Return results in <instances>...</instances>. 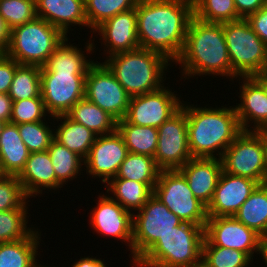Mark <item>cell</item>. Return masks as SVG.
Masks as SVG:
<instances>
[{
	"mask_svg": "<svg viewBox=\"0 0 267 267\" xmlns=\"http://www.w3.org/2000/svg\"><path fill=\"white\" fill-rule=\"evenodd\" d=\"M17 127L20 137L30 153L47 151L55 139L54 130L47 125V122L21 123Z\"/></svg>",
	"mask_w": 267,
	"mask_h": 267,
	"instance_id": "f35d334b",
	"label": "cell"
},
{
	"mask_svg": "<svg viewBox=\"0 0 267 267\" xmlns=\"http://www.w3.org/2000/svg\"><path fill=\"white\" fill-rule=\"evenodd\" d=\"M17 177L29 198L31 196L36 198V195L42 194V190L46 188L55 190L63 186L56 179L48 151L30 153L23 170Z\"/></svg>",
	"mask_w": 267,
	"mask_h": 267,
	"instance_id": "7402d4cb",
	"label": "cell"
},
{
	"mask_svg": "<svg viewBox=\"0 0 267 267\" xmlns=\"http://www.w3.org/2000/svg\"><path fill=\"white\" fill-rule=\"evenodd\" d=\"M46 114L48 113L42 97L13 101L10 122L18 125L21 123L45 121Z\"/></svg>",
	"mask_w": 267,
	"mask_h": 267,
	"instance_id": "b9f144b4",
	"label": "cell"
},
{
	"mask_svg": "<svg viewBox=\"0 0 267 267\" xmlns=\"http://www.w3.org/2000/svg\"><path fill=\"white\" fill-rule=\"evenodd\" d=\"M252 261L246 253L237 249L202 246L203 267H247Z\"/></svg>",
	"mask_w": 267,
	"mask_h": 267,
	"instance_id": "74e56055",
	"label": "cell"
},
{
	"mask_svg": "<svg viewBox=\"0 0 267 267\" xmlns=\"http://www.w3.org/2000/svg\"><path fill=\"white\" fill-rule=\"evenodd\" d=\"M116 130L122 136L129 153L154 157L158 143V130L128 123L124 118L117 121Z\"/></svg>",
	"mask_w": 267,
	"mask_h": 267,
	"instance_id": "4dcf8cb0",
	"label": "cell"
},
{
	"mask_svg": "<svg viewBox=\"0 0 267 267\" xmlns=\"http://www.w3.org/2000/svg\"><path fill=\"white\" fill-rule=\"evenodd\" d=\"M105 188L108 194L110 191L113 193L115 197L110 196L113 200L130 212L141 209L154 194V190L146 183L129 179H111Z\"/></svg>",
	"mask_w": 267,
	"mask_h": 267,
	"instance_id": "f546056e",
	"label": "cell"
},
{
	"mask_svg": "<svg viewBox=\"0 0 267 267\" xmlns=\"http://www.w3.org/2000/svg\"><path fill=\"white\" fill-rule=\"evenodd\" d=\"M176 96L164 86L153 92L133 96L124 119L134 125L159 128L181 108L184 101Z\"/></svg>",
	"mask_w": 267,
	"mask_h": 267,
	"instance_id": "5bb4252c",
	"label": "cell"
},
{
	"mask_svg": "<svg viewBox=\"0 0 267 267\" xmlns=\"http://www.w3.org/2000/svg\"><path fill=\"white\" fill-rule=\"evenodd\" d=\"M139 0H84L87 26L95 29L113 16L135 8Z\"/></svg>",
	"mask_w": 267,
	"mask_h": 267,
	"instance_id": "d590c367",
	"label": "cell"
},
{
	"mask_svg": "<svg viewBox=\"0 0 267 267\" xmlns=\"http://www.w3.org/2000/svg\"><path fill=\"white\" fill-rule=\"evenodd\" d=\"M135 8L140 48L156 51L175 62L194 17L193 0H139Z\"/></svg>",
	"mask_w": 267,
	"mask_h": 267,
	"instance_id": "6da1fadb",
	"label": "cell"
},
{
	"mask_svg": "<svg viewBox=\"0 0 267 267\" xmlns=\"http://www.w3.org/2000/svg\"><path fill=\"white\" fill-rule=\"evenodd\" d=\"M0 15L13 29L37 17L36 0H0Z\"/></svg>",
	"mask_w": 267,
	"mask_h": 267,
	"instance_id": "ab89813d",
	"label": "cell"
},
{
	"mask_svg": "<svg viewBox=\"0 0 267 267\" xmlns=\"http://www.w3.org/2000/svg\"><path fill=\"white\" fill-rule=\"evenodd\" d=\"M223 32L234 78L252 77L267 70V45L245 18L223 23Z\"/></svg>",
	"mask_w": 267,
	"mask_h": 267,
	"instance_id": "52a82bcc",
	"label": "cell"
},
{
	"mask_svg": "<svg viewBox=\"0 0 267 267\" xmlns=\"http://www.w3.org/2000/svg\"><path fill=\"white\" fill-rule=\"evenodd\" d=\"M160 169L157 167L154 157L128 153L115 178L129 179L146 183L153 190L157 183Z\"/></svg>",
	"mask_w": 267,
	"mask_h": 267,
	"instance_id": "1f68e13d",
	"label": "cell"
},
{
	"mask_svg": "<svg viewBox=\"0 0 267 267\" xmlns=\"http://www.w3.org/2000/svg\"><path fill=\"white\" fill-rule=\"evenodd\" d=\"M258 185L253 179L222 170L212 200L206 207L207 217L234 216Z\"/></svg>",
	"mask_w": 267,
	"mask_h": 267,
	"instance_id": "e0dca14e",
	"label": "cell"
},
{
	"mask_svg": "<svg viewBox=\"0 0 267 267\" xmlns=\"http://www.w3.org/2000/svg\"><path fill=\"white\" fill-rule=\"evenodd\" d=\"M98 30V31H97ZM105 45L108 57L140 48L137 35L136 8L121 12L107 19L96 29ZM108 48V50H107Z\"/></svg>",
	"mask_w": 267,
	"mask_h": 267,
	"instance_id": "d6986e66",
	"label": "cell"
},
{
	"mask_svg": "<svg viewBox=\"0 0 267 267\" xmlns=\"http://www.w3.org/2000/svg\"><path fill=\"white\" fill-rule=\"evenodd\" d=\"M47 151L51 158L56 179L62 185H65L69 179L77 178L75 176L78 174L81 175L79 172L83 171L80 168L82 164L84 165V159L78 154L68 150L55 139L51 142Z\"/></svg>",
	"mask_w": 267,
	"mask_h": 267,
	"instance_id": "836d02e7",
	"label": "cell"
},
{
	"mask_svg": "<svg viewBox=\"0 0 267 267\" xmlns=\"http://www.w3.org/2000/svg\"><path fill=\"white\" fill-rule=\"evenodd\" d=\"M222 170L231 175L265 183L264 130L242 131L224 151Z\"/></svg>",
	"mask_w": 267,
	"mask_h": 267,
	"instance_id": "9c48e42d",
	"label": "cell"
},
{
	"mask_svg": "<svg viewBox=\"0 0 267 267\" xmlns=\"http://www.w3.org/2000/svg\"><path fill=\"white\" fill-rule=\"evenodd\" d=\"M19 63L5 53L0 57V94L8 93Z\"/></svg>",
	"mask_w": 267,
	"mask_h": 267,
	"instance_id": "7bdbcfd3",
	"label": "cell"
},
{
	"mask_svg": "<svg viewBox=\"0 0 267 267\" xmlns=\"http://www.w3.org/2000/svg\"><path fill=\"white\" fill-rule=\"evenodd\" d=\"M196 106L181 105L187 115L188 145L192 158L218 156L221 159L224 151L242 132L235 107L214 109Z\"/></svg>",
	"mask_w": 267,
	"mask_h": 267,
	"instance_id": "3957f363",
	"label": "cell"
},
{
	"mask_svg": "<svg viewBox=\"0 0 267 267\" xmlns=\"http://www.w3.org/2000/svg\"><path fill=\"white\" fill-rule=\"evenodd\" d=\"M154 195L183 222L206 224V206L194 197L186 178L178 170H160Z\"/></svg>",
	"mask_w": 267,
	"mask_h": 267,
	"instance_id": "30bf717a",
	"label": "cell"
},
{
	"mask_svg": "<svg viewBox=\"0 0 267 267\" xmlns=\"http://www.w3.org/2000/svg\"><path fill=\"white\" fill-rule=\"evenodd\" d=\"M158 130L154 161L160 170H179L192 158L188 145L187 115L181 107Z\"/></svg>",
	"mask_w": 267,
	"mask_h": 267,
	"instance_id": "8fae6325",
	"label": "cell"
},
{
	"mask_svg": "<svg viewBox=\"0 0 267 267\" xmlns=\"http://www.w3.org/2000/svg\"><path fill=\"white\" fill-rule=\"evenodd\" d=\"M245 19L253 31L267 45V3L257 12L248 15Z\"/></svg>",
	"mask_w": 267,
	"mask_h": 267,
	"instance_id": "ee69618b",
	"label": "cell"
},
{
	"mask_svg": "<svg viewBox=\"0 0 267 267\" xmlns=\"http://www.w3.org/2000/svg\"><path fill=\"white\" fill-rule=\"evenodd\" d=\"M194 17L202 22L222 24L241 17L234 0H193Z\"/></svg>",
	"mask_w": 267,
	"mask_h": 267,
	"instance_id": "e575fe53",
	"label": "cell"
},
{
	"mask_svg": "<svg viewBox=\"0 0 267 267\" xmlns=\"http://www.w3.org/2000/svg\"><path fill=\"white\" fill-rule=\"evenodd\" d=\"M12 98L8 93L0 94V120L10 122L12 115Z\"/></svg>",
	"mask_w": 267,
	"mask_h": 267,
	"instance_id": "bcb514c9",
	"label": "cell"
},
{
	"mask_svg": "<svg viewBox=\"0 0 267 267\" xmlns=\"http://www.w3.org/2000/svg\"><path fill=\"white\" fill-rule=\"evenodd\" d=\"M264 144H265V183L267 184V129H264Z\"/></svg>",
	"mask_w": 267,
	"mask_h": 267,
	"instance_id": "816d5d0a",
	"label": "cell"
},
{
	"mask_svg": "<svg viewBox=\"0 0 267 267\" xmlns=\"http://www.w3.org/2000/svg\"><path fill=\"white\" fill-rule=\"evenodd\" d=\"M85 98L118 121L126 116L131 97L110 70L96 61L86 74Z\"/></svg>",
	"mask_w": 267,
	"mask_h": 267,
	"instance_id": "7c38bea8",
	"label": "cell"
},
{
	"mask_svg": "<svg viewBox=\"0 0 267 267\" xmlns=\"http://www.w3.org/2000/svg\"><path fill=\"white\" fill-rule=\"evenodd\" d=\"M98 199L97 206L91 211V227L103 236H112L127 242L132 252L133 213L124 209L108 195H99Z\"/></svg>",
	"mask_w": 267,
	"mask_h": 267,
	"instance_id": "ac0fdd59",
	"label": "cell"
},
{
	"mask_svg": "<svg viewBox=\"0 0 267 267\" xmlns=\"http://www.w3.org/2000/svg\"><path fill=\"white\" fill-rule=\"evenodd\" d=\"M28 198L17 176L0 177V212L21 208Z\"/></svg>",
	"mask_w": 267,
	"mask_h": 267,
	"instance_id": "60d3db41",
	"label": "cell"
},
{
	"mask_svg": "<svg viewBox=\"0 0 267 267\" xmlns=\"http://www.w3.org/2000/svg\"><path fill=\"white\" fill-rule=\"evenodd\" d=\"M234 3L237 14L241 18H246L261 9L267 3V0H234Z\"/></svg>",
	"mask_w": 267,
	"mask_h": 267,
	"instance_id": "f6af8a7d",
	"label": "cell"
},
{
	"mask_svg": "<svg viewBox=\"0 0 267 267\" xmlns=\"http://www.w3.org/2000/svg\"><path fill=\"white\" fill-rule=\"evenodd\" d=\"M240 102L235 106L242 131L267 129V96L262 86L253 77H241ZM254 123V127H249ZM250 129H249V128Z\"/></svg>",
	"mask_w": 267,
	"mask_h": 267,
	"instance_id": "ffe728a7",
	"label": "cell"
},
{
	"mask_svg": "<svg viewBox=\"0 0 267 267\" xmlns=\"http://www.w3.org/2000/svg\"><path fill=\"white\" fill-rule=\"evenodd\" d=\"M128 153L126 144L117 130L111 134L97 136L84 159L86 173L94 178H102V182L107 184L115 178Z\"/></svg>",
	"mask_w": 267,
	"mask_h": 267,
	"instance_id": "2e32d148",
	"label": "cell"
},
{
	"mask_svg": "<svg viewBox=\"0 0 267 267\" xmlns=\"http://www.w3.org/2000/svg\"><path fill=\"white\" fill-rule=\"evenodd\" d=\"M205 225L183 222L159 239L133 264L138 267H199Z\"/></svg>",
	"mask_w": 267,
	"mask_h": 267,
	"instance_id": "5b68a950",
	"label": "cell"
},
{
	"mask_svg": "<svg viewBox=\"0 0 267 267\" xmlns=\"http://www.w3.org/2000/svg\"><path fill=\"white\" fill-rule=\"evenodd\" d=\"M71 267H106V264L99 258L87 256L79 259Z\"/></svg>",
	"mask_w": 267,
	"mask_h": 267,
	"instance_id": "c3c4849f",
	"label": "cell"
},
{
	"mask_svg": "<svg viewBox=\"0 0 267 267\" xmlns=\"http://www.w3.org/2000/svg\"><path fill=\"white\" fill-rule=\"evenodd\" d=\"M263 88L267 96V70L252 76Z\"/></svg>",
	"mask_w": 267,
	"mask_h": 267,
	"instance_id": "681fc988",
	"label": "cell"
},
{
	"mask_svg": "<svg viewBox=\"0 0 267 267\" xmlns=\"http://www.w3.org/2000/svg\"><path fill=\"white\" fill-rule=\"evenodd\" d=\"M36 14L57 27L65 36L68 35L70 25L87 27L84 0H36Z\"/></svg>",
	"mask_w": 267,
	"mask_h": 267,
	"instance_id": "603a6c76",
	"label": "cell"
},
{
	"mask_svg": "<svg viewBox=\"0 0 267 267\" xmlns=\"http://www.w3.org/2000/svg\"><path fill=\"white\" fill-rule=\"evenodd\" d=\"M261 258H263L262 261L265 263L267 267V236L262 238V253H261Z\"/></svg>",
	"mask_w": 267,
	"mask_h": 267,
	"instance_id": "f907efd6",
	"label": "cell"
},
{
	"mask_svg": "<svg viewBox=\"0 0 267 267\" xmlns=\"http://www.w3.org/2000/svg\"><path fill=\"white\" fill-rule=\"evenodd\" d=\"M134 214L132 222L133 264L159 239L183 221L154 194Z\"/></svg>",
	"mask_w": 267,
	"mask_h": 267,
	"instance_id": "ba28073f",
	"label": "cell"
},
{
	"mask_svg": "<svg viewBox=\"0 0 267 267\" xmlns=\"http://www.w3.org/2000/svg\"><path fill=\"white\" fill-rule=\"evenodd\" d=\"M30 152L18 132L17 124L5 123L0 135V171L3 175L18 176Z\"/></svg>",
	"mask_w": 267,
	"mask_h": 267,
	"instance_id": "cb8c5ba5",
	"label": "cell"
},
{
	"mask_svg": "<svg viewBox=\"0 0 267 267\" xmlns=\"http://www.w3.org/2000/svg\"><path fill=\"white\" fill-rule=\"evenodd\" d=\"M234 217L262 238L267 236V184H259Z\"/></svg>",
	"mask_w": 267,
	"mask_h": 267,
	"instance_id": "f1b7e54d",
	"label": "cell"
},
{
	"mask_svg": "<svg viewBox=\"0 0 267 267\" xmlns=\"http://www.w3.org/2000/svg\"><path fill=\"white\" fill-rule=\"evenodd\" d=\"M175 63L181 64L182 75L186 78L215 74L233 80L223 23H206L193 17L183 51Z\"/></svg>",
	"mask_w": 267,
	"mask_h": 267,
	"instance_id": "7a4b0ae2",
	"label": "cell"
},
{
	"mask_svg": "<svg viewBox=\"0 0 267 267\" xmlns=\"http://www.w3.org/2000/svg\"><path fill=\"white\" fill-rule=\"evenodd\" d=\"M64 37L57 27L36 17L11 29L5 54L19 64L43 67Z\"/></svg>",
	"mask_w": 267,
	"mask_h": 267,
	"instance_id": "8992f818",
	"label": "cell"
},
{
	"mask_svg": "<svg viewBox=\"0 0 267 267\" xmlns=\"http://www.w3.org/2000/svg\"><path fill=\"white\" fill-rule=\"evenodd\" d=\"M86 74L41 73V96L51 117L66 115L85 97Z\"/></svg>",
	"mask_w": 267,
	"mask_h": 267,
	"instance_id": "9a60e30c",
	"label": "cell"
},
{
	"mask_svg": "<svg viewBox=\"0 0 267 267\" xmlns=\"http://www.w3.org/2000/svg\"><path fill=\"white\" fill-rule=\"evenodd\" d=\"M178 171L186 178L194 197L207 207L222 172L221 159L191 158Z\"/></svg>",
	"mask_w": 267,
	"mask_h": 267,
	"instance_id": "44dd1931",
	"label": "cell"
},
{
	"mask_svg": "<svg viewBox=\"0 0 267 267\" xmlns=\"http://www.w3.org/2000/svg\"><path fill=\"white\" fill-rule=\"evenodd\" d=\"M27 204L28 202L21 208L0 212V243L27 238L35 231L33 227H27Z\"/></svg>",
	"mask_w": 267,
	"mask_h": 267,
	"instance_id": "8d00e7d4",
	"label": "cell"
},
{
	"mask_svg": "<svg viewBox=\"0 0 267 267\" xmlns=\"http://www.w3.org/2000/svg\"><path fill=\"white\" fill-rule=\"evenodd\" d=\"M38 232L35 229L27 238L0 243V267H37Z\"/></svg>",
	"mask_w": 267,
	"mask_h": 267,
	"instance_id": "83f0119b",
	"label": "cell"
},
{
	"mask_svg": "<svg viewBox=\"0 0 267 267\" xmlns=\"http://www.w3.org/2000/svg\"><path fill=\"white\" fill-rule=\"evenodd\" d=\"M108 58V59H107ZM102 62L130 97L153 92L162 86L170 61L162 54L137 48L106 57Z\"/></svg>",
	"mask_w": 267,
	"mask_h": 267,
	"instance_id": "277c9868",
	"label": "cell"
},
{
	"mask_svg": "<svg viewBox=\"0 0 267 267\" xmlns=\"http://www.w3.org/2000/svg\"><path fill=\"white\" fill-rule=\"evenodd\" d=\"M45 266H46V265H44V266L42 265V266H41V264H39L37 267H45ZM46 267H48V266H46Z\"/></svg>",
	"mask_w": 267,
	"mask_h": 267,
	"instance_id": "db71d44e",
	"label": "cell"
},
{
	"mask_svg": "<svg viewBox=\"0 0 267 267\" xmlns=\"http://www.w3.org/2000/svg\"><path fill=\"white\" fill-rule=\"evenodd\" d=\"M202 246L237 249L253 260L254 252L262 253V237L234 216L208 217Z\"/></svg>",
	"mask_w": 267,
	"mask_h": 267,
	"instance_id": "4fadbf2b",
	"label": "cell"
},
{
	"mask_svg": "<svg viewBox=\"0 0 267 267\" xmlns=\"http://www.w3.org/2000/svg\"><path fill=\"white\" fill-rule=\"evenodd\" d=\"M11 29L5 19L0 15V51L6 52L10 43Z\"/></svg>",
	"mask_w": 267,
	"mask_h": 267,
	"instance_id": "7dc6e473",
	"label": "cell"
},
{
	"mask_svg": "<svg viewBox=\"0 0 267 267\" xmlns=\"http://www.w3.org/2000/svg\"><path fill=\"white\" fill-rule=\"evenodd\" d=\"M5 123L6 122H3V121L0 120V135H1V132H2V129H3L4 125H5Z\"/></svg>",
	"mask_w": 267,
	"mask_h": 267,
	"instance_id": "f5cc1de1",
	"label": "cell"
},
{
	"mask_svg": "<svg viewBox=\"0 0 267 267\" xmlns=\"http://www.w3.org/2000/svg\"><path fill=\"white\" fill-rule=\"evenodd\" d=\"M74 122L84 125L97 136L116 131L117 120L85 97L66 114Z\"/></svg>",
	"mask_w": 267,
	"mask_h": 267,
	"instance_id": "4316f807",
	"label": "cell"
},
{
	"mask_svg": "<svg viewBox=\"0 0 267 267\" xmlns=\"http://www.w3.org/2000/svg\"><path fill=\"white\" fill-rule=\"evenodd\" d=\"M67 36L56 46L54 52L48 58L46 64L41 67V73H71L87 74L88 69L95 63L88 60L80 50L69 44Z\"/></svg>",
	"mask_w": 267,
	"mask_h": 267,
	"instance_id": "d4e9b609",
	"label": "cell"
},
{
	"mask_svg": "<svg viewBox=\"0 0 267 267\" xmlns=\"http://www.w3.org/2000/svg\"><path fill=\"white\" fill-rule=\"evenodd\" d=\"M54 119L61 122L54 131L55 140L85 159L97 135L84 125L74 122L67 115H58L53 117Z\"/></svg>",
	"mask_w": 267,
	"mask_h": 267,
	"instance_id": "484cf974",
	"label": "cell"
},
{
	"mask_svg": "<svg viewBox=\"0 0 267 267\" xmlns=\"http://www.w3.org/2000/svg\"><path fill=\"white\" fill-rule=\"evenodd\" d=\"M8 94L12 98V101L42 97L41 67L19 64Z\"/></svg>",
	"mask_w": 267,
	"mask_h": 267,
	"instance_id": "d6a6232c",
	"label": "cell"
}]
</instances>
